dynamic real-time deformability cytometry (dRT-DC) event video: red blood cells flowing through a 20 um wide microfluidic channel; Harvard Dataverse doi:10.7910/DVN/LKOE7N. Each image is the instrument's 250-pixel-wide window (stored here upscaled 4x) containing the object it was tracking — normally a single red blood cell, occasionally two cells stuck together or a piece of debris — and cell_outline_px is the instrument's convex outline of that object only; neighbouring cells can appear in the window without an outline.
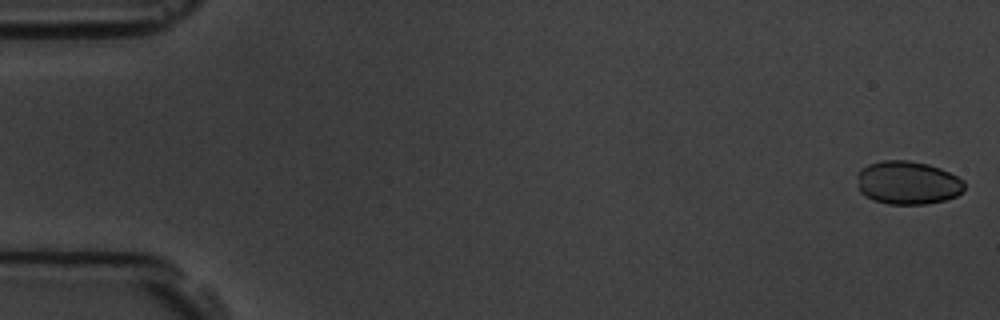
{"species": "common noctule bat (a hibernating species)", "species_latin": "Nyctalus noctula", "temperature_condition": "room temperature", "stored_images_in_passage": 5, "camera_frame_rate_fps": 3000, "um_per_image_px": 0.085, "animal": {"sex": "male", "body_mass_g": 19.5, "forearm_length_mm": 54.6}, "frame": {"image": 1, "passage_image": 1, "time_ms": 0.0, "image_size_px": [1000, 320], "cell_outline_px": [[964, 188], [956, 196], [944, 200], [924, 204], [888, 204], [872, 200], [860, 192], [856, 176], [856, 172], [860, 168], [868, 164], [884, 160], [908, 160], [928, 164], [940, 168], [964, 180]], "centroid_in_image_um": [77.11, 15.52], "position_along_channel_um": 7.9, "area_um2": 27.22}}